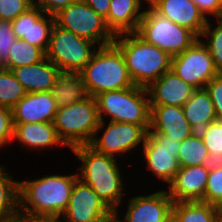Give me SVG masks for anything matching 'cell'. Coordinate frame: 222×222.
Segmentation results:
<instances>
[{
	"label": "cell",
	"instance_id": "9a60e30c",
	"mask_svg": "<svg viewBox=\"0 0 222 222\" xmlns=\"http://www.w3.org/2000/svg\"><path fill=\"white\" fill-rule=\"evenodd\" d=\"M11 25L17 38L27 41L46 53L55 25V16L43 12L34 4L11 21Z\"/></svg>",
	"mask_w": 222,
	"mask_h": 222
},
{
	"label": "cell",
	"instance_id": "8992f818",
	"mask_svg": "<svg viewBox=\"0 0 222 222\" xmlns=\"http://www.w3.org/2000/svg\"><path fill=\"white\" fill-rule=\"evenodd\" d=\"M99 123L97 103L92 96L82 102L59 107L53 122L59 139L69 149L90 144Z\"/></svg>",
	"mask_w": 222,
	"mask_h": 222
},
{
	"label": "cell",
	"instance_id": "b9f144b4",
	"mask_svg": "<svg viewBox=\"0 0 222 222\" xmlns=\"http://www.w3.org/2000/svg\"><path fill=\"white\" fill-rule=\"evenodd\" d=\"M35 220L36 222H67L62 215L39 216Z\"/></svg>",
	"mask_w": 222,
	"mask_h": 222
},
{
	"label": "cell",
	"instance_id": "f6af8a7d",
	"mask_svg": "<svg viewBox=\"0 0 222 222\" xmlns=\"http://www.w3.org/2000/svg\"><path fill=\"white\" fill-rule=\"evenodd\" d=\"M108 222H117L116 219L113 217L111 220H109Z\"/></svg>",
	"mask_w": 222,
	"mask_h": 222
},
{
	"label": "cell",
	"instance_id": "d590c367",
	"mask_svg": "<svg viewBox=\"0 0 222 222\" xmlns=\"http://www.w3.org/2000/svg\"><path fill=\"white\" fill-rule=\"evenodd\" d=\"M13 136L12 109L0 107V149L13 142Z\"/></svg>",
	"mask_w": 222,
	"mask_h": 222
},
{
	"label": "cell",
	"instance_id": "484cf974",
	"mask_svg": "<svg viewBox=\"0 0 222 222\" xmlns=\"http://www.w3.org/2000/svg\"><path fill=\"white\" fill-rule=\"evenodd\" d=\"M172 215L176 222H217V206L202 201L175 202Z\"/></svg>",
	"mask_w": 222,
	"mask_h": 222
},
{
	"label": "cell",
	"instance_id": "3957f363",
	"mask_svg": "<svg viewBox=\"0 0 222 222\" xmlns=\"http://www.w3.org/2000/svg\"><path fill=\"white\" fill-rule=\"evenodd\" d=\"M113 43L122 52L128 74L136 86L147 88L171 70L172 57L144 41L135 32L116 35Z\"/></svg>",
	"mask_w": 222,
	"mask_h": 222
},
{
	"label": "cell",
	"instance_id": "74e56055",
	"mask_svg": "<svg viewBox=\"0 0 222 222\" xmlns=\"http://www.w3.org/2000/svg\"><path fill=\"white\" fill-rule=\"evenodd\" d=\"M192 1L198 6L199 10L203 13V15L207 19H210L211 16H214L215 19H222V0H192Z\"/></svg>",
	"mask_w": 222,
	"mask_h": 222
},
{
	"label": "cell",
	"instance_id": "277c9868",
	"mask_svg": "<svg viewBox=\"0 0 222 222\" xmlns=\"http://www.w3.org/2000/svg\"><path fill=\"white\" fill-rule=\"evenodd\" d=\"M80 75L89 96L92 97L134 86L124 56L114 43L99 46Z\"/></svg>",
	"mask_w": 222,
	"mask_h": 222
},
{
	"label": "cell",
	"instance_id": "7a4b0ae2",
	"mask_svg": "<svg viewBox=\"0 0 222 222\" xmlns=\"http://www.w3.org/2000/svg\"><path fill=\"white\" fill-rule=\"evenodd\" d=\"M77 173L48 174L19 181V210L36 218L62 215L69 204Z\"/></svg>",
	"mask_w": 222,
	"mask_h": 222
},
{
	"label": "cell",
	"instance_id": "ffe728a7",
	"mask_svg": "<svg viewBox=\"0 0 222 222\" xmlns=\"http://www.w3.org/2000/svg\"><path fill=\"white\" fill-rule=\"evenodd\" d=\"M150 110L148 133H159L180 142L195 133L185 118L182 107L150 106Z\"/></svg>",
	"mask_w": 222,
	"mask_h": 222
},
{
	"label": "cell",
	"instance_id": "836d02e7",
	"mask_svg": "<svg viewBox=\"0 0 222 222\" xmlns=\"http://www.w3.org/2000/svg\"><path fill=\"white\" fill-rule=\"evenodd\" d=\"M33 5V0H0V21L11 22Z\"/></svg>",
	"mask_w": 222,
	"mask_h": 222
},
{
	"label": "cell",
	"instance_id": "1f68e13d",
	"mask_svg": "<svg viewBox=\"0 0 222 222\" xmlns=\"http://www.w3.org/2000/svg\"><path fill=\"white\" fill-rule=\"evenodd\" d=\"M204 145L213 162L222 161V120H215L209 123L204 129L200 130Z\"/></svg>",
	"mask_w": 222,
	"mask_h": 222
},
{
	"label": "cell",
	"instance_id": "83f0119b",
	"mask_svg": "<svg viewBox=\"0 0 222 222\" xmlns=\"http://www.w3.org/2000/svg\"><path fill=\"white\" fill-rule=\"evenodd\" d=\"M0 164V218L9 216L19 209V181Z\"/></svg>",
	"mask_w": 222,
	"mask_h": 222
},
{
	"label": "cell",
	"instance_id": "8fae6325",
	"mask_svg": "<svg viewBox=\"0 0 222 222\" xmlns=\"http://www.w3.org/2000/svg\"><path fill=\"white\" fill-rule=\"evenodd\" d=\"M180 143L159 133H147L141 147L147 171L165 185L171 183L181 168L178 161Z\"/></svg>",
	"mask_w": 222,
	"mask_h": 222
},
{
	"label": "cell",
	"instance_id": "4dcf8cb0",
	"mask_svg": "<svg viewBox=\"0 0 222 222\" xmlns=\"http://www.w3.org/2000/svg\"><path fill=\"white\" fill-rule=\"evenodd\" d=\"M214 23L208 20L199 39L207 47L218 73H222V19H216Z\"/></svg>",
	"mask_w": 222,
	"mask_h": 222
},
{
	"label": "cell",
	"instance_id": "d4e9b609",
	"mask_svg": "<svg viewBox=\"0 0 222 222\" xmlns=\"http://www.w3.org/2000/svg\"><path fill=\"white\" fill-rule=\"evenodd\" d=\"M50 92L58 108L89 97L80 73L60 72Z\"/></svg>",
	"mask_w": 222,
	"mask_h": 222
},
{
	"label": "cell",
	"instance_id": "f35d334b",
	"mask_svg": "<svg viewBox=\"0 0 222 222\" xmlns=\"http://www.w3.org/2000/svg\"><path fill=\"white\" fill-rule=\"evenodd\" d=\"M74 1L75 0H33L34 4L43 12L51 15H55Z\"/></svg>",
	"mask_w": 222,
	"mask_h": 222
},
{
	"label": "cell",
	"instance_id": "603a6c76",
	"mask_svg": "<svg viewBox=\"0 0 222 222\" xmlns=\"http://www.w3.org/2000/svg\"><path fill=\"white\" fill-rule=\"evenodd\" d=\"M14 125L13 141H17L28 149L38 152L42 149L65 146L59 139L53 123H19Z\"/></svg>",
	"mask_w": 222,
	"mask_h": 222
},
{
	"label": "cell",
	"instance_id": "52a82bcc",
	"mask_svg": "<svg viewBox=\"0 0 222 222\" xmlns=\"http://www.w3.org/2000/svg\"><path fill=\"white\" fill-rule=\"evenodd\" d=\"M135 33L147 43L167 52L171 57L184 52L199 38L189 28L157 14L149 5L145 7Z\"/></svg>",
	"mask_w": 222,
	"mask_h": 222
},
{
	"label": "cell",
	"instance_id": "9c48e42d",
	"mask_svg": "<svg viewBox=\"0 0 222 222\" xmlns=\"http://www.w3.org/2000/svg\"><path fill=\"white\" fill-rule=\"evenodd\" d=\"M54 16L57 26L94 42L98 47L112 44L115 39L105 19L82 0H75Z\"/></svg>",
	"mask_w": 222,
	"mask_h": 222
},
{
	"label": "cell",
	"instance_id": "60d3db41",
	"mask_svg": "<svg viewBox=\"0 0 222 222\" xmlns=\"http://www.w3.org/2000/svg\"><path fill=\"white\" fill-rule=\"evenodd\" d=\"M0 222H36V220L31 215L18 209L15 213L9 216L1 217Z\"/></svg>",
	"mask_w": 222,
	"mask_h": 222
},
{
	"label": "cell",
	"instance_id": "ee69618b",
	"mask_svg": "<svg viewBox=\"0 0 222 222\" xmlns=\"http://www.w3.org/2000/svg\"><path fill=\"white\" fill-rule=\"evenodd\" d=\"M164 222H176L174 216L172 215L170 218H168L166 221Z\"/></svg>",
	"mask_w": 222,
	"mask_h": 222
},
{
	"label": "cell",
	"instance_id": "5b68a950",
	"mask_svg": "<svg viewBox=\"0 0 222 222\" xmlns=\"http://www.w3.org/2000/svg\"><path fill=\"white\" fill-rule=\"evenodd\" d=\"M94 98L100 120L104 121L108 116L110 121L140 125L148 133L151 110L145 87L134 85L127 89L103 92Z\"/></svg>",
	"mask_w": 222,
	"mask_h": 222
},
{
	"label": "cell",
	"instance_id": "44dd1931",
	"mask_svg": "<svg viewBox=\"0 0 222 222\" xmlns=\"http://www.w3.org/2000/svg\"><path fill=\"white\" fill-rule=\"evenodd\" d=\"M11 72L27 93H35L51 91L61 71L45 57L35 64L13 68Z\"/></svg>",
	"mask_w": 222,
	"mask_h": 222
},
{
	"label": "cell",
	"instance_id": "cb8c5ba5",
	"mask_svg": "<svg viewBox=\"0 0 222 222\" xmlns=\"http://www.w3.org/2000/svg\"><path fill=\"white\" fill-rule=\"evenodd\" d=\"M185 118L195 132L217 120L213 102L205 88L196 89L182 106Z\"/></svg>",
	"mask_w": 222,
	"mask_h": 222
},
{
	"label": "cell",
	"instance_id": "30bf717a",
	"mask_svg": "<svg viewBox=\"0 0 222 222\" xmlns=\"http://www.w3.org/2000/svg\"><path fill=\"white\" fill-rule=\"evenodd\" d=\"M106 122V120H100L94 138L89 144L96 151L116 158L118 155L128 154L131 150L137 149L140 144L143 145L147 132L140 125L115 121ZM102 130L104 132L99 137Z\"/></svg>",
	"mask_w": 222,
	"mask_h": 222
},
{
	"label": "cell",
	"instance_id": "5bb4252c",
	"mask_svg": "<svg viewBox=\"0 0 222 222\" xmlns=\"http://www.w3.org/2000/svg\"><path fill=\"white\" fill-rule=\"evenodd\" d=\"M173 204L166 189L137 195L129 197L124 217L114 212V218L117 222H164L172 216Z\"/></svg>",
	"mask_w": 222,
	"mask_h": 222
},
{
	"label": "cell",
	"instance_id": "6da1fadb",
	"mask_svg": "<svg viewBox=\"0 0 222 222\" xmlns=\"http://www.w3.org/2000/svg\"><path fill=\"white\" fill-rule=\"evenodd\" d=\"M71 152L82 163L78 178L90 186L113 213H120L118 207L123 204L127 189L117 158L100 153L89 144L73 147Z\"/></svg>",
	"mask_w": 222,
	"mask_h": 222
},
{
	"label": "cell",
	"instance_id": "e575fe53",
	"mask_svg": "<svg viewBox=\"0 0 222 222\" xmlns=\"http://www.w3.org/2000/svg\"><path fill=\"white\" fill-rule=\"evenodd\" d=\"M16 39L11 22L0 21V66L8 61L9 50Z\"/></svg>",
	"mask_w": 222,
	"mask_h": 222
},
{
	"label": "cell",
	"instance_id": "f546056e",
	"mask_svg": "<svg viewBox=\"0 0 222 222\" xmlns=\"http://www.w3.org/2000/svg\"><path fill=\"white\" fill-rule=\"evenodd\" d=\"M26 94L11 70L0 66V107L12 109Z\"/></svg>",
	"mask_w": 222,
	"mask_h": 222
},
{
	"label": "cell",
	"instance_id": "4fadbf2b",
	"mask_svg": "<svg viewBox=\"0 0 222 222\" xmlns=\"http://www.w3.org/2000/svg\"><path fill=\"white\" fill-rule=\"evenodd\" d=\"M62 216L67 222H108L114 217V213L90 186L78 178Z\"/></svg>",
	"mask_w": 222,
	"mask_h": 222
},
{
	"label": "cell",
	"instance_id": "ba28073f",
	"mask_svg": "<svg viewBox=\"0 0 222 222\" xmlns=\"http://www.w3.org/2000/svg\"><path fill=\"white\" fill-rule=\"evenodd\" d=\"M95 45L94 42L55 24L46 58L53 62L61 72L80 73L98 48Z\"/></svg>",
	"mask_w": 222,
	"mask_h": 222
},
{
	"label": "cell",
	"instance_id": "7402d4cb",
	"mask_svg": "<svg viewBox=\"0 0 222 222\" xmlns=\"http://www.w3.org/2000/svg\"><path fill=\"white\" fill-rule=\"evenodd\" d=\"M143 3L147 4L148 0H111L105 19L110 31L115 36L136 32L145 11Z\"/></svg>",
	"mask_w": 222,
	"mask_h": 222
},
{
	"label": "cell",
	"instance_id": "ac0fdd59",
	"mask_svg": "<svg viewBox=\"0 0 222 222\" xmlns=\"http://www.w3.org/2000/svg\"><path fill=\"white\" fill-rule=\"evenodd\" d=\"M150 106L182 107L196 90L172 70L165 72L147 88Z\"/></svg>",
	"mask_w": 222,
	"mask_h": 222
},
{
	"label": "cell",
	"instance_id": "d6a6232c",
	"mask_svg": "<svg viewBox=\"0 0 222 222\" xmlns=\"http://www.w3.org/2000/svg\"><path fill=\"white\" fill-rule=\"evenodd\" d=\"M203 202L215 206L222 202V161L210 165Z\"/></svg>",
	"mask_w": 222,
	"mask_h": 222
},
{
	"label": "cell",
	"instance_id": "7c38bea8",
	"mask_svg": "<svg viewBox=\"0 0 222 222\" xmlns=\"http://www.w3.org/2000/svg\"><path fill=\"white\" fill-rule=\"evenodd\" d=\"M171 70L195 89H203L218 73L207 47L198 38L188 49L172 57Z\"/></svg>",
	"mask_w": 222,
	"mask_h": 222
},
{
	"label": "cell",
	"instance_id": "ab89813d",
	"mask_svg": "<svg viewBox=\"0 0 222 222\" xmlns=\"http://www.w3.org/2000/svg\"><path fill=\"white\" fill-rule=\"evenodd\" d=\"M82 1L88 4L104 19L108 17L109 6H110L111 0H82Z\"/></svg>",
	"mask_w": 222,
	"mask_h": 222
},
{
	"label": "cell",
	"instance_id": "e0dca14e",
	"mask_svg": "<svg viewBox=\"0 0 222 222\" xmlns=\"http://www.w3.org/2000/svg\"><path fill=\"white\" fill-rule=\"evenodd\" d=\"M157 14L172 22L189 28L198 37L207 25L208 19L192 0H148Z\"/></svg>",
	"mask_w": 222,
	"mask_h": 222
},
{
	"label": "cell",
	"instance_id": "8d00e7d4",
	"mask_svg": "<svg viewBox=\"0 0 222 222\" xmlns=\"http://www.w3.org/2000/svg\"><path fill=\"white\" fill-rule=\"evenodd\" d=\"M205 89L213 102L217 119L222 120V73L211 79Z\"/></svg>",
	"mask_w": 222,
	"mask_h": 222
},
{
	"label": "cell",
	"instance_id": "4316f807",
	"mask_svg": "<svg viewBox=\"0 0 222 222\" xmlns=\"http://www.w3.org/2000/svg\"><path fill=\"white\" fill-rule=\"evenodd\" d=\"M178 161L180 167L211 165L213 163L198 132L181 141Z\"/></svg>",
	"mask_w": 222,
	"mask_h": 222
},
{
	"label": "cell",
	"instance_id": "2e32d148",
	"mask_svg": "<svg viewBox=\"0 0 222 222\" xmlns=\"http://www.w3.org/2000/svg\"><path fill=\"white\" fill-rule=\"evenodd\" d=\"M209 169L210 165L181 167L167 186L173 202H203Z\"/></svg>",
	"mask_w": 222,
	"mask_h": 222
},
{
	"label": "cell",
	"instance_id": "d6986e66",
	"mask_svg": "<svg viewBox=\"0 0 222 222\" xmlns=\"http://www.w3.org/2000/svg\"><path fill=\"white\" fill-rule=\"evenodd\" d=\"M55 99L50 91L27 93L13 108V124L53 123L57 112Z\"/></svg>",
	"mask_w": 222,
	"mask_h": 222
},
{
	"label": "cell",
	"instance_id": "f1b7e54d",
	"mask_svg": "<svg viewBox=\"0 0 222 222\" xmlns=\"http://www.w3.org/2000/svg\"><path fill=\"white\" fill-rule=\"evenodd\" d=\"M46 57V53L36 47L17 38L9 50L8 61L2 66L11 70L20 66L35 64Z\"/></svg>",
	"mask_w": 222,
	"mask_h": 222
},
{
	"label": "cell",
	"instance_id": "7bdbcfd3",
	"mask_svg": "<svg viewBox=\"0 0 222 222\" xmlns=\"http://www.w3.org/2000/svg\"><path fill=\"white\" fill-rule=\"evenodd\" d=\"M219 219L222 220V202L217 206Z\"/></svg>",
	"mask_w": 222,
	"mask_h": 222
}]
</instances>
